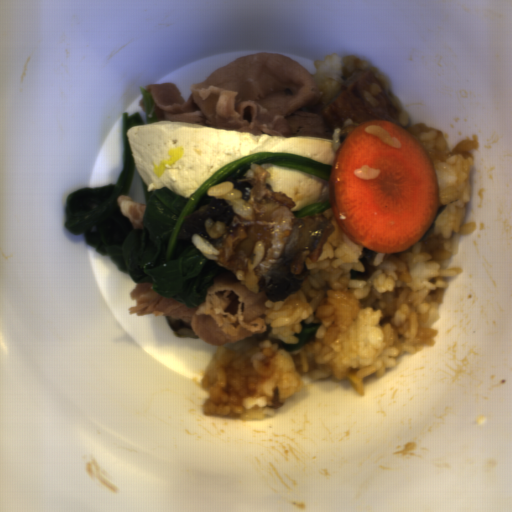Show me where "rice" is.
Wrapping results in <instances>:
<instances>
[{
    "mask_svg": "<svg viewBox=\"0 0 512 512\" xmlns=\"http://www.w3.org/2000/svg\"><path fill=\"white\" fill-rule=\"evenodd\" d=\"M347 135L348 134H345L339 128H336V129L330 131L333 149L336 154L338 152V149H339L341 143L344 141V139L346 138Z\"/></svg>",
    "mask_w": 512,
    "mask_h": 512,
    "instance_id": "rice-6",
    "label": "rice"
},
{
    "mask_svg": "<svg viewBox=\"0 0 512 512\" xmlns=\"http://www.w3.org/2000/svg\"><path fill=\"white\" fill-rule=\"evenodd\" d=\"M429 154L438 182L436 216L426 234L405 251L377 253L348 238L332 207L322 214L334 226L296 294L265 302L269 334L218 346L200 387L209 392L205 416L265 419L312 381H346L351 370L364 378L396 367L405 353L435 346L432 328L449 282L462 267H441L458 255L461 236L478 224L464 223L472 199L471 170L480 148L476 134L449 149L441 129L408 125Z\"/></svg>",
    "mask_w": 512,
    "mask_h": 512,
    "instance_id": "rice-1",
    "label": "rice"
},
{
    "mask_svg": "<svg viewBox=\"0 0 512 512\" xmlns=\"http://www.w3.org/2000/svg\"><path fill=\"white\" fill-rule=\"evenodd\" d=\"M359 73L377 76L396 111L398 124L406 129L412 126L410 113L392 91L388 77L360 55L331 52L315 61L312 75L322 87L327 102L333 103L337 95L345 90L351 77Z\"/></svg>",
    "mask_w": 512,
    "mask_h": 512,
    "instance_id": "rice-2",
    "label": "rice"
},
{
    "mask_svg": "<svg viewBox=\"0 0 512 512\" xmlns=\"http://www.w3.org/2000/svg\"><path fill=\"white\" fill-rule=\"evenodd\" d=\"M206 195L207 197L225 200L238 217L250 223L256 222V212L252 204L242 200L241 189H235V184L231 181H223L211 186L207 189Z\"/></svg>",
    "mask_w": 512,
    "mask_h": 512,
    "instance_id": "rice-3",
    "label": "rice"
},
{
    "mask_svg": "<svg viewBox=\"0 0 512 512\" xmlns=\"http://www.w3.org/2000/svg\"><path fill=\"white\" fill-rule=\"evenodd\" d=\"M364 131L370 136H378L384 144L390 145L394 149L399 150L402 147L400 140L395 136H391L387 129L382 126L369 124L365 127Z\"/></svg>",
    "mask_w": 512,
    "mask_h": 512,
    "instance_id": "rice-4",
    "label": "rice"
},
{
    "mask_svg": "<svg viewBox=\"0 0 512 512\" xmlns=\"http://www.w3.org/2000/svg\"><path fill=\"white\" fill-rule=\"evenodd\" d=\"M356 178L364 181L374 180L381 174V169L370 167L368 164L362 165L361 168L353 169Z\"/></svg>",
    "mask_w": 512,
    "mask_h": 512,
    "instance_id": "rice-5",
    "label": "rice"
}]
</instances>
